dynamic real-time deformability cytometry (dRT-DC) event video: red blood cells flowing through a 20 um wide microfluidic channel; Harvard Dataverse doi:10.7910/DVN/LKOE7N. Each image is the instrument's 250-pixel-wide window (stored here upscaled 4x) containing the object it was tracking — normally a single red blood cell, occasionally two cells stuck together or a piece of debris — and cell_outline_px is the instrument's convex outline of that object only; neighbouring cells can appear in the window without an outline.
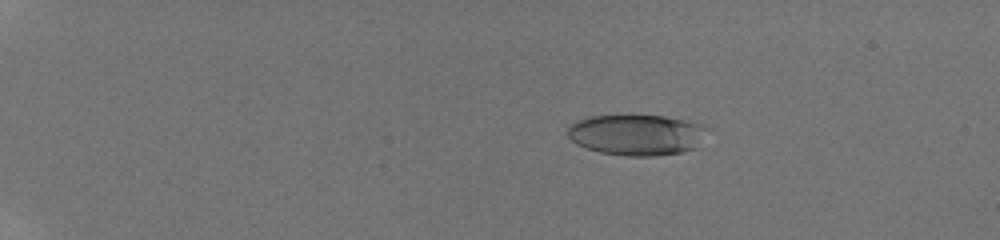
{"species": "human", "species_latin": "Homo sapiens", "temperature_condition": "room temperature", "stored_images_in_passage": 47, "camera_frame_rate_fps": 3000, "um_per_image_px": 0.085, "donor": {"sex": "male"}, "frame": {"image": 1, "passage_image": 10, "time_ms": 3.0, "image_size_px": [1000, 240], "cell_outline_px": [[712, 128], [696, 148], [684, 152], [652, 156], [624, 156], [600, 152], [576, 144], [568, 136], [568, 124], [576, 120], [588, 116], [664, 116], [704, 124]], "centroid_in_image_um": [54.17, 11.46], "position_along_channel_um": 30.8, "area_um2": 33.64}}
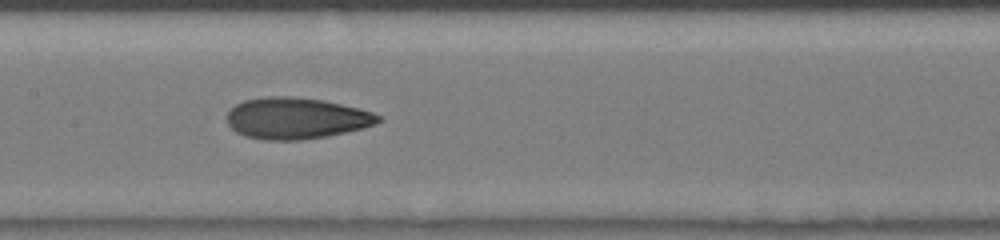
{"frame": {"image": 2, "passage_image": 27, "time_ms": 8.667, "image_size_px": [1000, 240], "cell_outline_px": [[380, 120], [376, 124], [364, 128], [324, 136], [300, 140], [268, 140], [248, 136], [236, 132], [228, 124], [228, 112], [236, 104], [244, 100], [268, 96], [296, 96], [324, 100], [360, 108], [372, 112], [380, 116]], "centroid_in_image_um": [25.19, 10.03], "position_along_channel_um": 182.2, "area_um2": 36.3}}
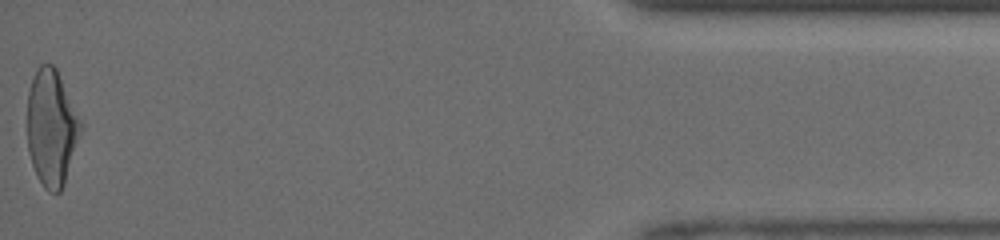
{"frame": {"image": 3, "passage_image": 47, "time_ms": 15.333, "image_size_px": [1000, 240], "cell_outline_px": [[80, 132], [64, 184], [60, 192], [48, 192], [44, 188], [32, 164], [28, 152], [28, 92], [36, 68], [40, 64], [52, 64], [56, 68], [80, 120]], "centroid_in_image_um": [4.35, 10.85], "position_along_channel_um": 430.9, "area_um2": 35.37}}